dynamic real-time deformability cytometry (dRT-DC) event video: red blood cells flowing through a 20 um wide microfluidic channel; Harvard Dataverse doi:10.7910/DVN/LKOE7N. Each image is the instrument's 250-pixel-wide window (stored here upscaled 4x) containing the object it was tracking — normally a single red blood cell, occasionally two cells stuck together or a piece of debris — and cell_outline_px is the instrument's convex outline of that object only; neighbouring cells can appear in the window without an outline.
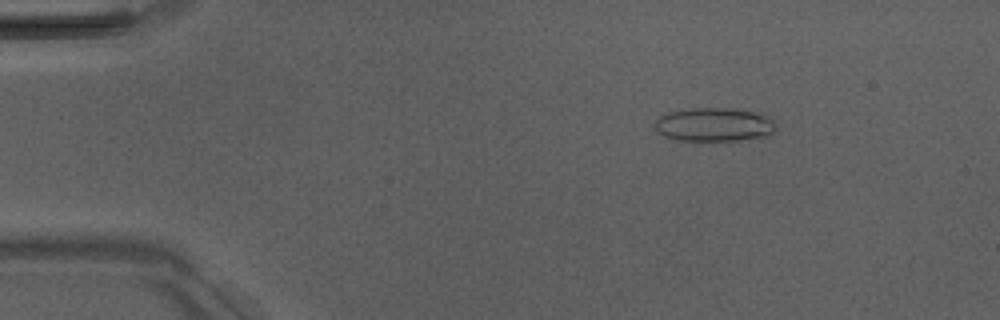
{"species": "Egyptian fruit bat (a non-hibernating species)", "species_latin": "Rousettus aegyptiacus", "temperature_condition": "room temperature", "stored_images_in_passage": 6, "camera_frame_rate_fps": 3000, "um_per_image_px": 0.085, "animal": {"sex": "male"}, "frame": {"image": 1, "passage_image": 3, "time_ms": 2.333, "image_size_px": [1000, 320], "cell_outline_px": [[776, 128], [772, 136], [716, 144], [676, 140], [664, 136], [656, 132], [652, 128], [652, 124], [660, 116], [668, 112], [692, 108], [732, 108], [756, 112], [768, 116], [776, 124]], "centroid_in_image_um": [60.7, 10.65], "position_along_channel_um": 24.3, "area_um2": 25.26}}